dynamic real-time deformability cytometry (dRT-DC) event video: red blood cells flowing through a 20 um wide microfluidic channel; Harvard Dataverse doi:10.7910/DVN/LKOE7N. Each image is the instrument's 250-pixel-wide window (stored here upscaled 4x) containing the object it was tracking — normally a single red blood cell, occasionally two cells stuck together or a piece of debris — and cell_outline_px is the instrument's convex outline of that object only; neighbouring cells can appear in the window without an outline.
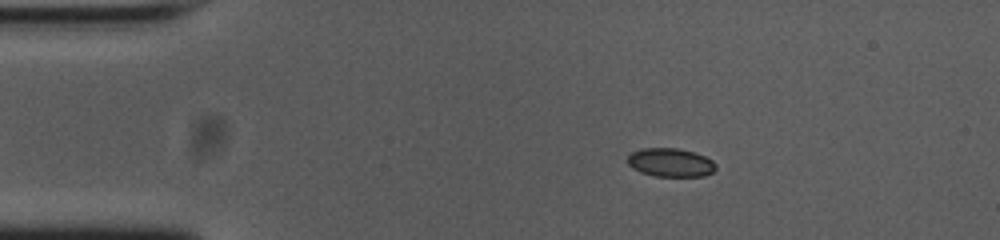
{"species": "common noctule bat (a hibernating species)", "species_latin": "Nyctalus noctula", "temperature_condition": "cold", "stored_images_in_passage": 46, "camera_frame_rate_fps": 3000, "um_per_image_px": 0.085, "animal": {"sex": "female", "body_mass_g": 23.0, "forearm_length_mm": 53.4}, "frame": {"image": 1, "passage_image": 1, "time_ms": 0.0, "image_size_px": [1000, 240], "cell_outline_px": [[716, 168], [712, 172], [704, 176], [656, 176], [640, 172], [632, 168], [628, 164], [628, 156], [632, 152], [644, 148], [676, 148], [692, 152], [704, 156], [712, 160], [716, 164]], "centroid_in_image_um": [56.99, 13.82], "position_along_channel_um": 28.0, "area_um2": 14.57}}
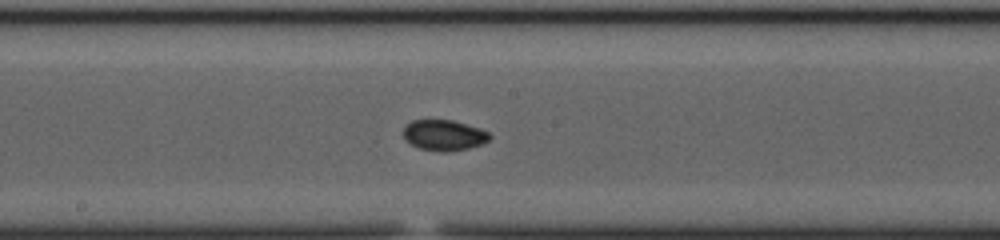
{"frame": {"image": 2, "passage_image": 20, "time_ms": 6.333, "image_size_px": [1000, 240], "cell_outline_px": [[492, 136], [484, 144], [468, 148], [448, 152], [444, 152], [420, 148], [404, 140], [404, 128], [412, 120], [452, 120], [480, 128], [488, 132]], "centroid_in_image_um": [37.76, 11.49], "position_along_channel_um": 210.4, "area_um2": 15.37}}
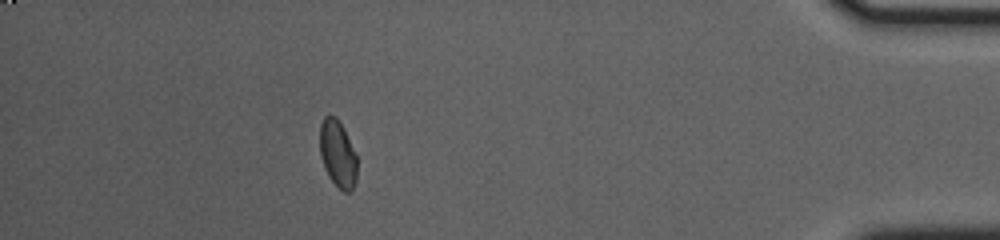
{"frame": {"image": 3, "passage_image": 40, "time_ms": 13.0, "image_size_px": [1000, 240], "cell_outline_px": [[356, 180], [352, 188], [348, 192], [344, 192], [328, 176], [324, 168], [320, 156], [320, 124], [324, 116], [336, 116], [356, 152]], "centroid_in_image_um": [28.69, 13.06], "position_along_channel_um": 406.5, "area_um2": 14.39}, "authors_computed_cell_mechanics": {"area_um2": 15.0858, "velocity_mm_per_s": 3.7514, "shape_relaxation_time_tau1_ms": null, "shape_relaxation_time_tau2_ms": 1.9464, "deformation_change_tau1": null, "deformation_change_tau2": 0.0375}}